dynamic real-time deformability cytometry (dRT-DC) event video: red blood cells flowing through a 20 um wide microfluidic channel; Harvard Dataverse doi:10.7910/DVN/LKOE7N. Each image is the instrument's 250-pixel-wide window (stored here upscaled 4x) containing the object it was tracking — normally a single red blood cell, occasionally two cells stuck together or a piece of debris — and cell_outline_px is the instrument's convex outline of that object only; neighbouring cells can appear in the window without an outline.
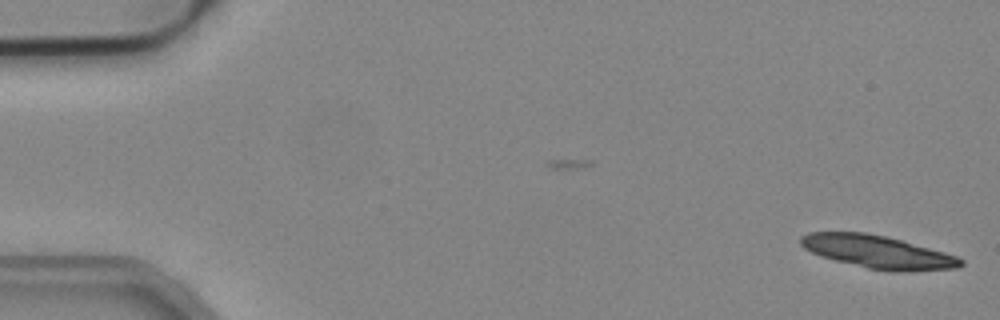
{"species": "common noctule bat (a hibernating species)", "species_latin": "Nyctalus noctula", "temperature_condition": "cold", "stored_images_in_passage": 8, "camera_frame_rate_fps": 3000, "um_per_image_px": 0.085, "animal": {"sex": "male", "body_mass_g": 19.2, "forearm_length_mm": 51.8}, "frame": {"image": 1, "passage_image": 8, "time_ms": 2.333, "image_size_px": [1000, 320], "cell_outline_px": [[964, 264], [956, 268], [900, 272], [896, 272], [868, 268], [820, 256], [804, 248], [800, 244], [800, 236], [808, 232], [864, 232], [884, 236], [900, 240], [944, 252], [956, 256], [964, 260]], "centroid_in_image_um": [74.59, 21.41], "position_along_channel_um": 10.4, "area_um2": 30.35}}